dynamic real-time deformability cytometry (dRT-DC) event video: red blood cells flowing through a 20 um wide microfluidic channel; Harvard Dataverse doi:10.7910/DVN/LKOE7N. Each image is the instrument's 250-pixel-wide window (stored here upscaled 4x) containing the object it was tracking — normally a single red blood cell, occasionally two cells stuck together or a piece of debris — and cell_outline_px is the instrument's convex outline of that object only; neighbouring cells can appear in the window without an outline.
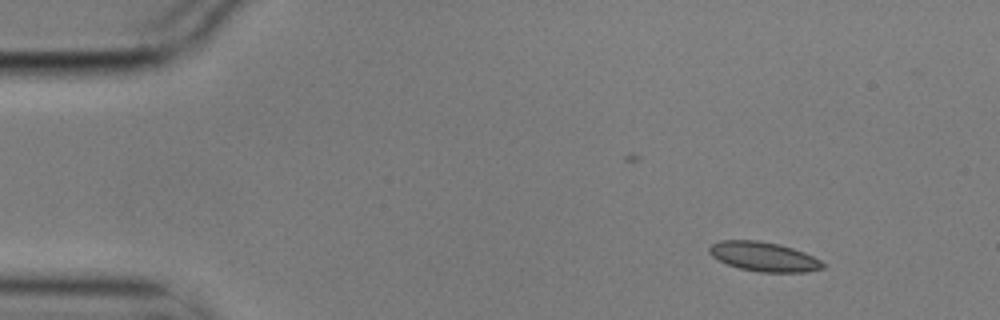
{"species": "common noctule bat (a hibernating species)", "species_latin": "Nyctalus noctula", "temperature_condition": "cold", "stored_images_in_passage": 3, "camera_frame_rate_fps": 3000, "um_per_image_px": 0.085, "animal": {"sex": "male", "body_mass_g": 17.9}, "frame": {"image": 1, "passage_image": 1, "time_ms": 0.0, "image_size_px": [1000, 320], "cell_outline_px": [[824, 268], [804, 272], [760, 272], [740, 268], [728, 264], [712, 256], [708, 252], [708, 248], [712, 244], [720, 240], [760, 240], [780, 244], [804, 252], [820, 260], [824, 264]], "centroid_in_image_um": [64.91, 21.8], "position_along_channel_um": 20.1, "area_um2": 19.36}}
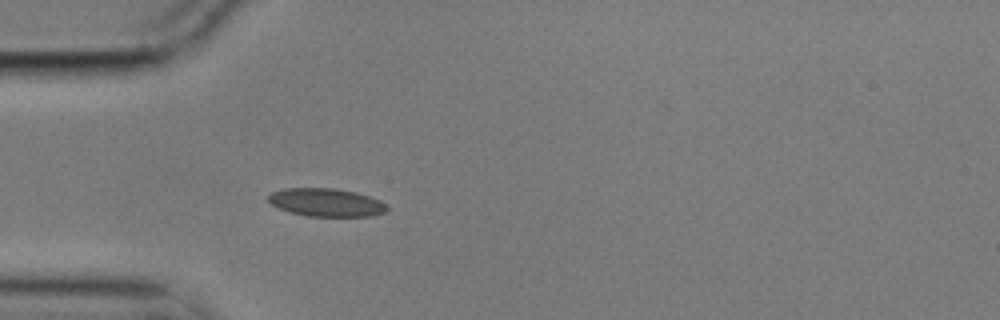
{"frame": {"image": 2, "passage_image": 3, "time_ms": 0.667, "image_size_px": [1000, 320], "cell_outline_px": [[388, 208], [384, 212], [372, 216], [308, 216], [292, 212], [280, 208], [272, 204], [268, 200], [268, 196], [272, 192], [284, 188], [336, 188], [356, 192], [380, 200]], "centroid_in_image_um": [27.73, 17.2], "position_along_channel_um": 57.3, "area_um2": 19.25}}